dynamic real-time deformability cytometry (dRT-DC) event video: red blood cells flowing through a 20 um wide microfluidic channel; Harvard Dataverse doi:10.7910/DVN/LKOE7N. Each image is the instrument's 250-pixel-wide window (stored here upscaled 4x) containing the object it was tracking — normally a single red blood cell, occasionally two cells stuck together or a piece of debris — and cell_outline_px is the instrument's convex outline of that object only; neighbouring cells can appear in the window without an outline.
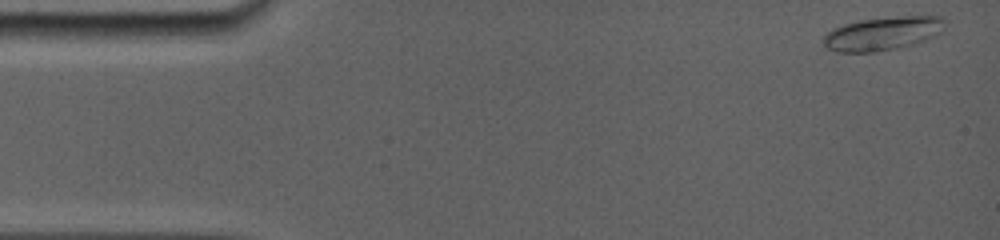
{"species": "common noctule bat (a hibernating species)", "species_latin": "Nyctalus noctula", "temperature_condition": "room temperature", "stored_images_in_passage": 30, "camera_frame_rate_fps": 5000, "um_per_image_px": 0.085, "animal": {"sex": "female", "body_mass_g": 19.0, "forearm_length_mm": 56.7}, "frame": {"image": 1, "passage_image": 1, "time_ms": 0.0, "image_size_px": [1000, 240], "cell_outline_px": [[944, 28], [940, 32], [924, 40], [912, 44], [896, 48], [876, 52], [836, 52], [828, 48], [824, 44], [824, 36], [832, 28], [844, 24], [860, 20], [900, 16], [944, 16]], "centroid_in_image_um": [75.01, 2.84], "position_along_channel_um": 10.0, "area_um2": 23.52}}
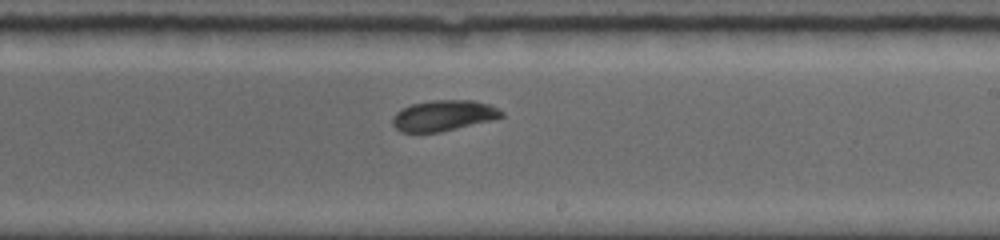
{"frame": {"image": 2, "passage_image": 19, "time_ms": 9.2, "image_size_px": [1000, 240], "cell_outline_px": [[504, 116], [492, 120], [440, 132], [400, 132], [392, 124], [392, 116], [400, 108], [412, 104], [432, 100], [472, 100], [488, 104], [504, 112]], "centroid_in_image_um": [37.66, 9.82], "position_along_channel_um": 251.3, "area_um2": 19.54}}
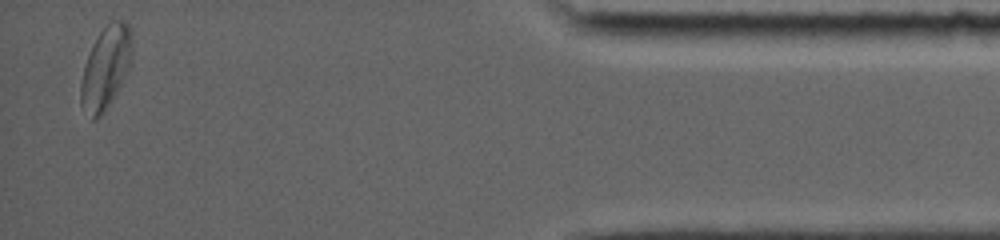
{"frame": {"image": 3, "passage_image": 30, "time_ms": 15.2, "image_size_px": [1000, 240], "cell_outline_px": [[132, 56], [128, 68], [116, 92], [104, 112], [100, 116], [92, 120], [80, 104], [80, 80], [92, 44], [100, 32], [112, 20], [124, 20], [132, 28]], "centroid_in_image_um": [8.99, 5.72], "position_along_channel_um": 426.2, "area_um2": 24.45}, "authors_computed_cell_mechanics": {"area_um2": 20.808, "velocity_mm_per_s": 3.8405, "shape_relaxation_time_tau1_ms": 2.2541, "shape_relaxation_time_tau2_ms": 4.658, "deformation_change_tau1": 0.1145, "deformation_change_tau2": 0.0667}}